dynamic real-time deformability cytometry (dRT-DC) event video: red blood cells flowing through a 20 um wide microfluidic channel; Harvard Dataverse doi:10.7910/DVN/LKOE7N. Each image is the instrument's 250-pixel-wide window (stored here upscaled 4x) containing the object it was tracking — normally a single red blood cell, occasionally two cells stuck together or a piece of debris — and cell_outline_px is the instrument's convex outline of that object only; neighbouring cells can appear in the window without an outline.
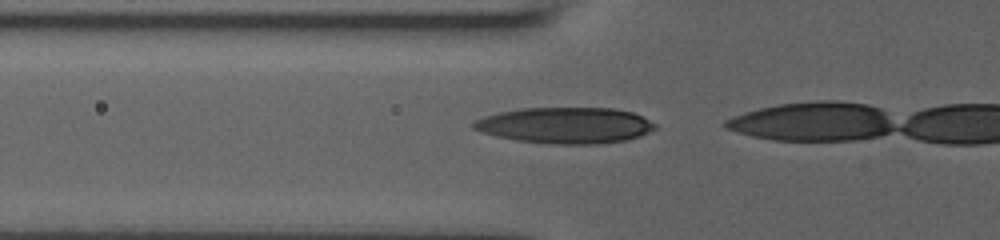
{"species": "human", "species_latin": "Homo sapiens", "temperature_condition": "room temperature", "stored_images_in_passage": 20, "camera_frame_rate_fps": 3000, "um_per_image_px": 0.085, "donor": {"sex": "male"}, "frame": {"image": 1, "passage_image": 18, "time_ms": 5.667, "image_size_px": [1000, 240], "cell_outline_px": [[656, 128], [640, 136], [624, 140], [600, 144], [552, 144], [516, 140], [496, 136], [472, 128], [472, 124], [476, 120], [484, 116], [496, 112], [520, 108], [612, 108], [632, 112], [656, 124]], "centroid_in_image_um": [48.03, 10.65], "position_along_channel_um": 77.8, "area_um2": 38.09}}